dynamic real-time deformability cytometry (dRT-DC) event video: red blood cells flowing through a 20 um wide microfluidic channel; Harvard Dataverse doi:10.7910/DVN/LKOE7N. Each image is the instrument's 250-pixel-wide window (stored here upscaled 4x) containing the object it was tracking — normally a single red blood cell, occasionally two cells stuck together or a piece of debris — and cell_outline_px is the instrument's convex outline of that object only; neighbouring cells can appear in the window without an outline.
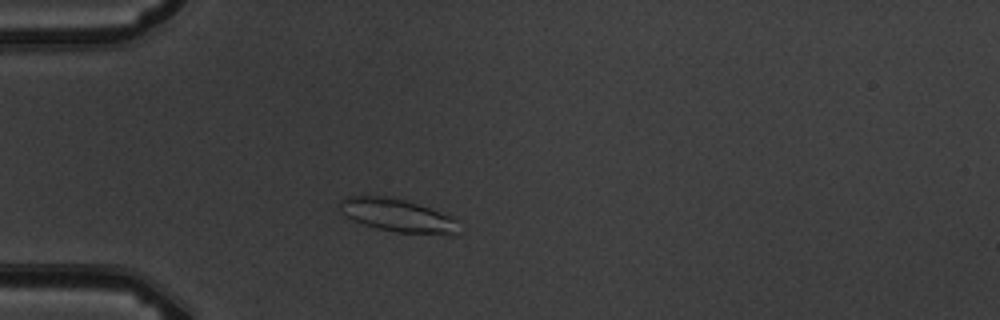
{"species": "common noctule bat (a hibernating species)", "species_latin": "Nyctalus noctula", "temperature_condition": "warm", "stored_images_in_passage": 3, "camera_frame_rate_fps": 3000, "um_per_image_px": 0.085, "animal": {"sex": "male", "body_mass_g": 19.5, "forearm_length_mm": 54.6}, "frame": {"image": 1, "passage_image": 2, "time_ms": 1.0, "image_size_px": [1000, 320], "cell_outline_px": [[460, 220], [456, 236], [452, 236], [396, 232], [376, 228], [352, 220], [340, 208], [340, 200], [348, 196], [392, 196], [452, 216]], "centroid_in_image_um": [33.87, 18.33], "position_along_channel_um": 51.1, "area_um2": 23.06}}